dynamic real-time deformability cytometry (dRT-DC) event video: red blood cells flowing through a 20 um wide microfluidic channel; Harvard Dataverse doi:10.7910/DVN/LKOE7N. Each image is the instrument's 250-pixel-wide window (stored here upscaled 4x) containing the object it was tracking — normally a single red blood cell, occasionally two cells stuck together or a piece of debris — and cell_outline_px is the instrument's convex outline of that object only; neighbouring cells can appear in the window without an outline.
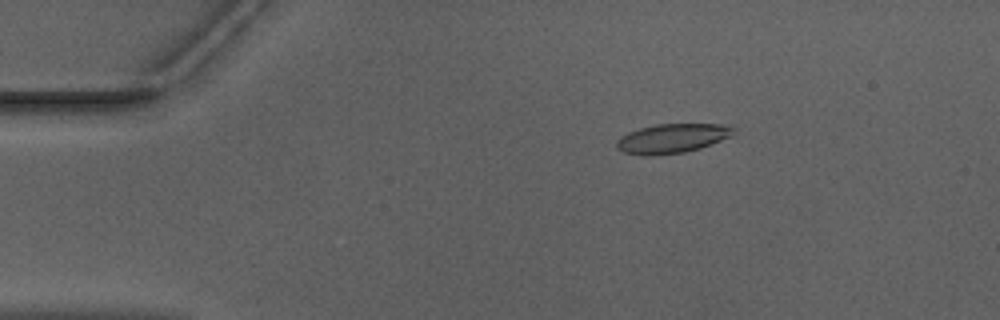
{"species": "Egyptian fruit bat (a non-hibernating species)", "species_latin": "Rousettus aegyptiacus", "temperature_condition": "warm", "stored_images_in_passage": 52, "camera_frame_rate_fps": 3000, "um_per_image_px": 0.085, "animal": {"sex": "male"}, "frame": {"image": 1, "passage_image": 9, "time_ms": 2.667, "image_size_px": [1000, 320], "cell_outline_px": [[732, 136], [700, 148], [684, 152], [648, 156], [644, 156], [624, 152], [616, 148], [616, 140], [620, 136], [628, 132], [640, 128], [656, 124], [732, 124]], "centroid_in_image_um": [57.1, 11.76], "position_along_channel_um": 27.9, "area_um2": 20.0}}
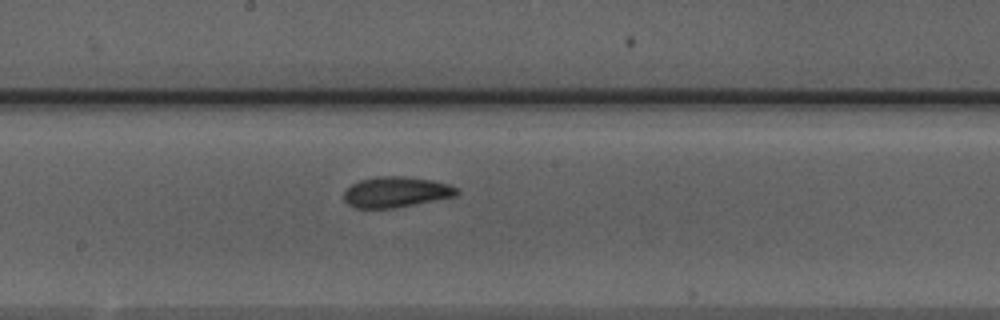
{"frame": {"image": 2, "passage_image": 28, "time_ms": 9.0, "image_size_px": [1000, 320], "cell_outline_px": [[460, 192], [456, 196], [396, 208], [352, 208], [344, 200], [344, 192], [352, 184], [360, 180], [380, 176], [404, 176], [432, 180], [448, 184], [456, 188]], "centroid_in_image_um": [33.66, 16.33], "position_along_channel_um": 214.5, "area_um2": 20.17}}
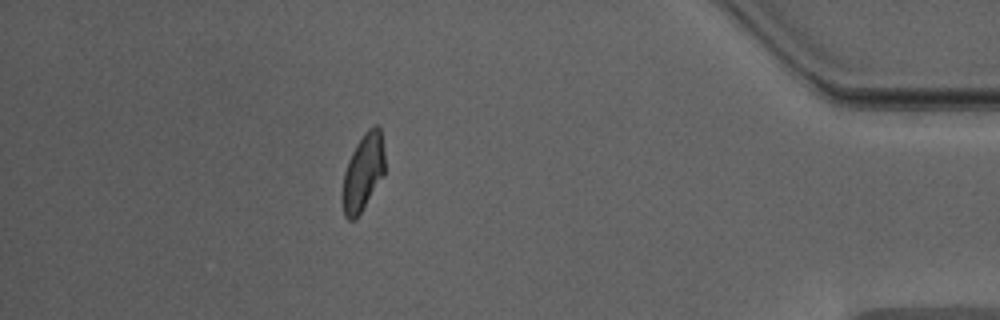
{"frame": {"image": 3, "passage_image": 46, "time_ms": 15.0, "image_size_px": [1000, 320], "cell_outline_px": [[384, 172], [356, 220], [348, 220], [344, 216], [344, 172], [348, 160], [356, 144], [364, 132], [368, 128], [376, 124], [380, 124], [384, 152]], "centroid_in_image_um": [30.88, 14.58], "position_along_channel_um": 404.3, "area_um2": 18.5}, "authors_computed_cell_mechanics": {"area_um2": 19.6809, "velocity_mm_per_s": 3.9628, "shape_relaxation_time_tau1_ms": 8.2795, "shape_relaxation_time_tau2_ms": 1.4766, "deformation_change_tau1": 0.2419, "deformation_change_tau2": 0.0841}}